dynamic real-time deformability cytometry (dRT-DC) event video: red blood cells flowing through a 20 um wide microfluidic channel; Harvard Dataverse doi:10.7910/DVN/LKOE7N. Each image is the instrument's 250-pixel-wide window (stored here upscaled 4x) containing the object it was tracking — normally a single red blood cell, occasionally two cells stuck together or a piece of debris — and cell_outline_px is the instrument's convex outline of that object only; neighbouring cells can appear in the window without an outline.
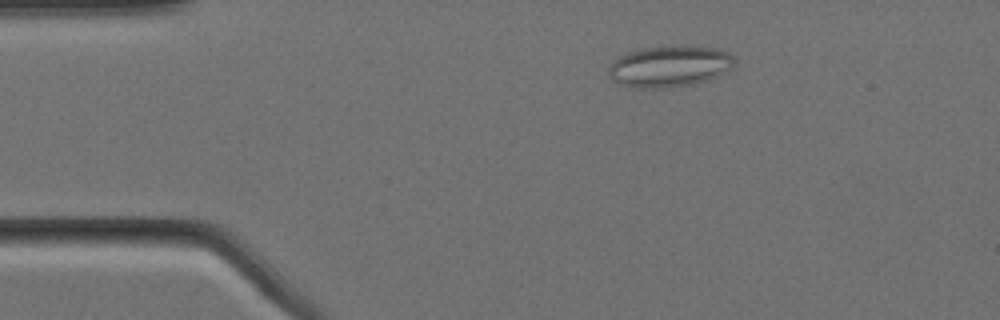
{"species": "Egyptian fruit bat (a non-hibernating species)", "species_latin": "Rousettus aegyptiacus", "temperature_condition": "cold", "stored_images_in_passage": 58, "segment_of_instrument_passage": [1, 2], "camera_frame_rate_fps": 3000, "um_per_image_px": 0.085, "animal": {"sex": "female"}, "frame": {"image": 1, "passage_image": 10, "time_ms": 3.0, "image_size_px": [1000, 320], "cell_outline_px": [[736, 64], [732, 68], [708, 80], [668, 88], [640, 88], [620, 84], [612, 80], [608, 76], [608, 64], [620, 56], [628, 52], [640, 48], [672, 44], [684, 44], [720, 48], [728, 52], [736, 60]], "centroid_in_image_um": [56.91, 5.59], "position_along_channel_um": 28.1, "area_um2": 31.04}}